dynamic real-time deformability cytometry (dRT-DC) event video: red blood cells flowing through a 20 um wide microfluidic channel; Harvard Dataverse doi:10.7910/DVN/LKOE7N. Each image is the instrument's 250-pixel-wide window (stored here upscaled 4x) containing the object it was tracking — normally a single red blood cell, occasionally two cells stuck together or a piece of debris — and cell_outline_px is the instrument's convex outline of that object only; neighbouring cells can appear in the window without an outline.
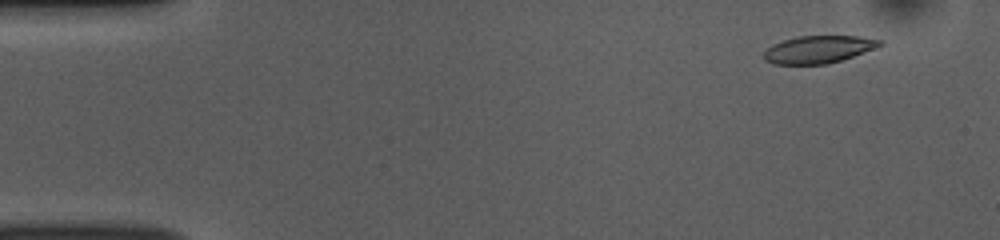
{"species": "common noctule bat (a hibernating species)", "species_latin": "Nyctalus noctula", "temperature_condition": "room temperature", "stored_images_in_passage": 51, "camera_frame_rate_fps": 3000, "um_per_image_px": 0.085, "animal": {"sex": "female", "body_mass_g": 10.0, "forearm_length_mm": 53.1}, "frame": {"image": 1, "passage_image": 4, "time_ms": 1.0, "image_size_px": [1000, 240], "cell_outline_px": [[884, 44], [852, 56], [828, 64], [772, 64], [764, 60], [764, 52], [772, 44], [796, 36], [856, 36], [884, 40]], "centroid_in_image_um": [69.54, 4.19], "position_along_channel_um": 15.5, "area_um2": 18.44}}
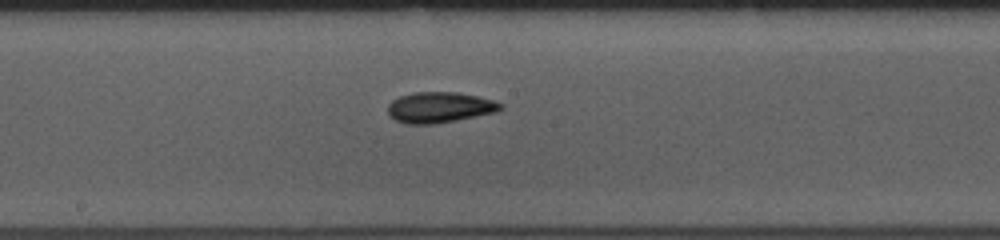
{"frame": {"image": 2, "passage_image": 27, "time_ms": 8.667, "image_size_px": [1000, 240], "cell_outline_px": [[504, 108], [496, 112], [456, 120], [432, 124], [404, 124], [388, 116], [388, 104], [392, 100], [400, 96], [412, 92], [456, 92], [476, 96], [492, 100], [504, 104]], "centroid_in_image_um": [37.34, 9.13], "position_along_channel_um": 210.9, "area_um2": 20.23}}
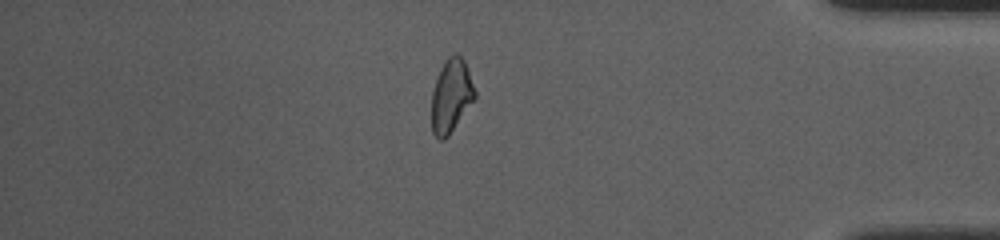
{"frame": {"image": 3, "passage_image": 44, "time_ms": 14.333, "image_size_px": [1000, 240], "cell_outline_px": [[476, 96], [448, 136], [444, 140], [440, 140], [432, 132], [432, 92], [440, 68], [444, 60], [448, 56], [456, 52], [464, 60], [476, 92]], "centroid_in_image_um": [38.34, 8.12], "position_along_channel_um": 396.9, "area_um2": 18.26}, "authors_computed_cell_mechanics": {"area_um2": 19.5364, "velocity_mm_per_s": 3.8591, "shape_relaxation_time_tau1_ms": 2.2285, "shape_relaxation_time_tau2_ms": 3.6917, "deformation_change_tau1": 0.1079, "deformation_change_tau2": 0.1036}}